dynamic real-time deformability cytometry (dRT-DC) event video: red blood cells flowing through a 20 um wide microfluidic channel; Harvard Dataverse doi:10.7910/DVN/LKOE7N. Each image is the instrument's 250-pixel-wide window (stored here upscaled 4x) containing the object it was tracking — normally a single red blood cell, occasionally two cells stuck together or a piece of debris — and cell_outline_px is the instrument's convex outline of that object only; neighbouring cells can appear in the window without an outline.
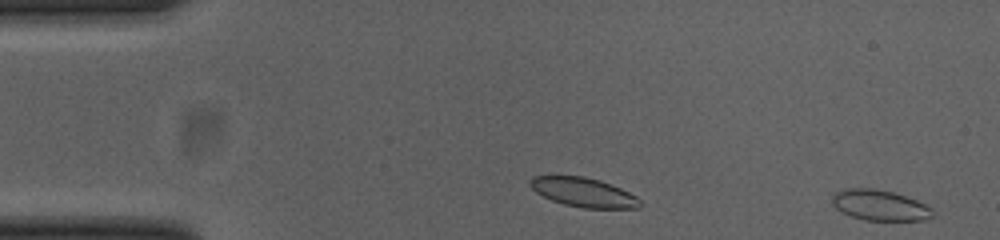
{"species": "common noctule bat (a hibernating species)", "species_latin": "Nyctalus noctula", "temperature_condition": "cold", "stored_images_in_passage": 44, "camera_frame_rate_fps": 3000, "um_per_image_px": 0.085, "animal": {"sex": "female", "body_mass_g": 23.0, "forearm_length_mm": 53.4}, "frame": {"image": 1, "passage_image": 1, "time_ms": 0.0, "image_size_px": [1000, 240], "cell_outline_px": [[932, 216], [924, 220], [864, 220], [852, 216], [836, 208], [832, 204], [832, 196], [836, 192], [844, 188], [872, 188], [892, 192], [916, 200], [932, 208]], "centroid_in_image_um": [74.75, 17.44], "position_along_channel_um": 10.2, "area_um2": 17.69}}
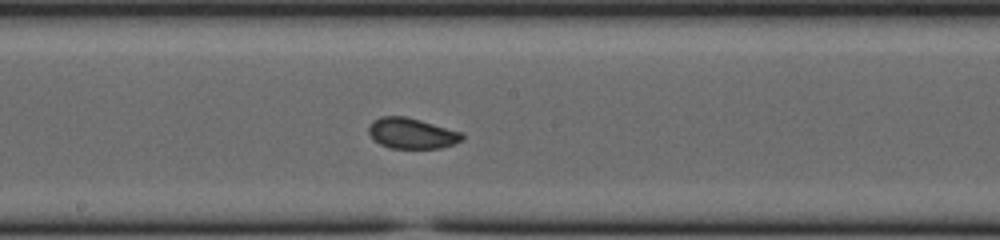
{"frame": {"image": 2, "passage_image": 27, "time_ms": 8.667, "image_size_px": [1000, 240], "cell_outline_px": [[464, 140], [440, 148], [392, 148], [380, 144], [368, 132], [368, 128], [372, 120], [380, 116], [404, 116], [420, 120], [464, 132]], "centroid_in_image_um": [35.03, 11.32], "position_along_channel_um": 213.2, "area_um2": 16.7}}
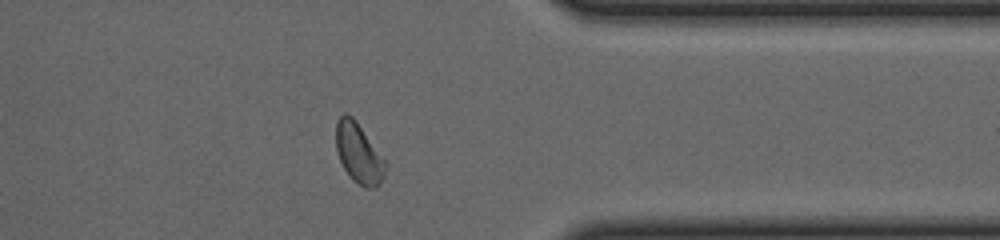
{"frame": {"image": 3, "passage_image": 41, "time_ms": 13.333, "image_size_px": [1000, 240], "cell_outline_px": [[388, 164], [384, 176], [380, 184], [376, 188], [364, 188], [352, 180], [344, 168], [340, 160], [336, 148], [336, 120], [344, 112], [348, 112], [356, 120]], "centroid_in_image_um": [30.5, 13.03], "position_along_channel_um": 380.9, "area_um2": 17.51}, "authors_computed_cell_mechanics": {"area_um2": 17.0221, "velocity_mm_per_s": 3.827, "shape_relaxation_time_tau1_ms": null, "shape_relaxation_time_tau2_ms": 1.0886, "deformation_change_tau1": null, "deformation_change_tau2": 0.0622}}